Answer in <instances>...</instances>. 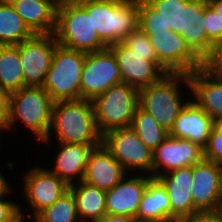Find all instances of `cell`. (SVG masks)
Listing matches in <instances>:
<instances>
[{
	"label": "cell",
	"instance_id": "8",
	"mask_svg": "<svg viewBox=\"0 0 222 222\" xmlns=\"http://www.w3.org/2000/svg\"><path fill=\"white\" fill-rule=\"evenodd\" d=\"M95 119L101 135L108 131L130 127L139 105V90L121 82L111 86L93 101Z\"/></svg>",
	"mask_w": 222,
	"mask_h": 222
},
{
	"label": "cell",
	"instance_id": "29",
	"mask_svg": "<svg viewBox=\"0 0 222 222\" xmlns=\"http://www.w3.org/2000/svg\"><path fill=\"white\" fill-rule=\"evenodd\" d=\"M34 220L38 222H80L72 192L68 190L53 205L43 209Z\"/></svg>",
	"mask_w": 222,
	"mask_h": 222
},
{
	"label": "cell",
	"instance_id": "22",
	"mask_svg": "<svg viewBox=\"0 0 222 222\" xmlns=\"http://www.w3.org/2000/svg\"><path fill=\"white\" fill-rule=\"evenodd\" d=\"M34 34H54L55 0H8Z\"/></svg>",
	"mask_w": 222,
	"mask_h": 222
},
{
	"label": "cell",
	"instance_id": "27",
	"mask_svg": "<svg viewBox=\"0 0 222 222\" xmlns=\"http://www.w3.org/2000/svg\"><path fill=\"white\" fill-rule=\"evenodd\" d=\"M23 87L19 44L0 46V88L11 94Z\"/></svg>",
	"mask_w": 222,
	"mask_h": 222
},
{
	"label": "cell",
	"instance_id": "31",
	"mask_svg": "<svg viewBox=\"0 0 222 222\" xmlns=\"http://www.w3.org/2000/svg\"><path fill=\"white\" fill-rule=\"evenodd\" d=\"M122 43L131 51L139 55H156L149 37L139 28L130 33Z\"/></svg>",
	"mask_w": 222,
	"mask_h": 222
},
{
	"label": "cell",
	"instance_id": "14",
	"mask_svg": "<svg viewBox=\"0 0 222 222\" xmlns=\"http://www.w3.org/2000/svg\"><path fill=\"white\" fill-rule=\"evenodd\" d=\"M58 45L54 34H34L19 44L25 86H42Z\"/></svg>",
	"mask_w": 222,
	"mask_h": 222
},
{
	"label": "cell",
	"instance_id": "36",
	"mask_svg": "<svg viewBox=\"0 0 222 222\" xmlns=\"http://www.w3.org/2000/svg\"><path fill=\"white\" fill-rule=\"evenodd\" d=\"M10 94L0 88V130H6L9 118Z\"/></svg>",
	"mask_w": 222,
	"mask_h": 222
},
{
	"label": "cell",
	"instance_id": "16",
	"mask_svg": "<svg viewBox=\"0 0 222 222\" xmlns=\"http://www.w3.org/2000/svg\"><path fill=\"white\" fill-rule=\"evenodd\" d=\"M203 159L204 148L200 145L189 140L177 139L168 135L153 151L152 178H157L161 174L174 169L193 166ZM161 169L164 172L161 173Z\"/></svg>",
	"mask_w": 222,
	"mask_h": 222
},
{
	"label": "cell",
	"instance_id": "30",
	"mask_svg": "<svg viewBox=\"0 0 222 222\" xmlns=\"http://www.w3.org/2000/svg\"><path fill=\"white\" fill-rule=\"evenodd\" d=\"M138 28L142 32H161L169 29L162 14L154 10L145 0H138Z\"/></svg>",
	"mask_w": 222,
	"mask_h": 222
},
{
	"label": "cell",
	"instance_id": "43",
	"mask_svg": "<svg viewBox=\"0 0 222 222\" xmlns=\"http://www.w3.org/2000/svg\"><path fill=\"white\" fill-rule=\"evenodd\" d=\"M158 222H182V220H180V219H168V220H165V221H158Z\"/></svg>",
	"mask_w": 222,
	"mask_h": 222
},
{
	"label": "cell",
	"instance_id": "26",
	"mask_svg": "<svg viewBox=\"0 0 222 222\" xmlns=\"http://www.w3.org/2000/svg\"><path fill=\"white\" fill-rule=\"evenodd\" d=\"M34 33L8 0H0V46L17 45Z\"/></svg>",
	"mask_w": 222,
	"mask_h": 222
},
{
	"label": "cell",
	"instance_id": "12",
	"mask_svg": "<svg viewBox=\"0 0 222 222\" xmlns=\"http://www.w3.org/2000/svg\"><path fill=\"white\" fill-rule=\"evenodd\" d=\"M116 56L121 81L140 90L159 81L169 73L158 61L156 55H139L122 42L110 45Z\"/></svg>",
	"mask_w": 222,
	"mask_h": 222
},
{
	"label": "cell",
	"instance_id": "7",
	"mask_svg": "<svg viewBox=\"0 0 222 222\" xmlns=\"http://www.w3.org/2000/svg\"><path fill=\"white\" fill-rule=\"evenodd\" d=\"M92 23L109 47L138 28V0H92Z\"/></svg>",
	"mask_w": 222,
	"mask_h": 222
},
{
	"label": "cell",
	"instance_id": "6",
	"mask_svg": "<svg viewBox=\"0 0 222 222\" xmlns=\"http://www.w3.org/2000/svg\"><path fill=\"white\" fill-rule=\"evenodd\" d=\"M86 53L57 45L42 87L52 101L81 99L80 81Z\"/></svg>",
	"mask_w": 222,
	"mask_h": 222
},
{
	"label": "cell",
	"instance_id": "18",
	"mask_svg": "<svg viewBox=\"0 0 222 222\" xmlns=\"http://www.w3.org/2000/svg\"><path fill=\"white\" fill-rule=\"evenodd\" d=\"M146 176L124 177L117 185L107 190L106 213L136 218L143 194L152 179L149 174Z\"/></svg>",
	"mask_w": 222,
	"mask_h": 222
},
{
	"label": "cell",
	"instance_id": "44",
	"mask_svg": "<svg viewBox=\"0 0 222 222\" xmlns=\"http://www.w3.org/2000/svg\"><path fill=\"white\" fill-rule=\"evenodd\" d=\"M57 3L65 2V1H74V0H55Z\"/></svg>",
	"mask_w": 222,
	"mask_h": 222
},
{
	"label": "cell",
	"instance_id": "32",
	"mask_svg": "<svg viewBox=\"0 0 222 222\" xmlns=\"http://www.w3.org/2000/svg\"><path fill=\"white\" fill-rule=\"evenodd\" d=\"M204 19L207 39L215 46L222 40L221 20L208 4L204 7Z\"/></svg>",
	"mask_w": 222,
	"mask_h": 222
},
{
	"label": "cell",
	"instance_id": "11",
	"mask_svg": "<svg viewBox=\"0 0 222 222\" xmlns=\"http://www.w3.org/2000/svg\"><path fill=\"white\" fill-rule=\"evenodd\" d=\"M121 82L116 56L109 47L86 53L80 81L81 99L93 101L111 86Z\"/></svg>",
	"mask_w": 222,
	"mask_h": 222
},
{
	"label": "cell",
	"instance_id": "42",
	"mask_svg": "<svg viewBox=\"0 0 222 222\" xmlns=\"http://www.w3.org/2000/svg\"><path fill=\"white\" fill-rule=\"evenodd\" d=\"M27 217L24 213H20L14 220L10 222H23V220Z\"/></svg>",
	"mask_w": 222,
	"mask_h": 222
},
{
	"label": "cell",
	"instance_id": "37",
	"mask_svg": "<svg viewBox=\"0 0 222 222\" xmlns=\"http://www.w3.org/2000/svg\"><path fill=\"white\" fill-rule=\"evenodd\" d=\"M182 222H221V214H200L191 218L182 220Z\"/></svg>",
	"mask_w": 222,
	"mask_h": 222
},
{
	"label": "cell",
	"instance_id": "20",
	"mask_svg": "<svg viewBox=\"0 0 222 222\" xmlns=\"http://www.w3.org/2000/svg\"><path fill=\"white\" fill-rule=\"evenodd\" d=\"M126 174L122 165L101 144L90 151L82 181L107 191L126 177Z\"/></svg>",
	"mask_w": 222,
	"mask_h": 222
},
{
	"label": "cell",
	"instance_id": "5",
	"mask_svg": "<svg viewBox=\"0 0 222 222\" xmlns=\"http://www.w3.org/2000/svg\"><path fill=\"white\" fill-rule=\"evenodd\" d=\"M182 82L191 90L188 74L185 73H167L156 83L139 90V106L168 132L173 127L178 114L190 101L188 99L185 103L181 99L179 91Z\"/></svg>",
	"mask_w": 222,
	"mask_h": 222
},
{
	"label": "cell",
	"instance_id": "13",
	"mask_svg": "<svg viewBox=\"0 0 222 222\" xmlns=\"http://www.w3.org/2000/svg\"><path fill=\"white\" fill-rule=\"evenodd\" d=\"M192 200L200 214L222 209V164L203 159L193 165Z\"/></svg>",
	"mask_w": 222,
	"mask_h": 222
},
{
	"label": "cell",
	"instance_id": "39",
	"mask_svg": "<svg viewBox=\"0 0 222 222\" xmlns=\"http://www.w3.org/2000/svg\"><path fill=\"white\" fill-rule=\"evenodd\" d=\"M207 4L219 15L222 29V0H206Z\"/></svg>",
	"mask_w": 222,
	"mask_h": 222
},
{
	"label": "cell",
	"instance_id": "15",
	"mask_svg": "<svg viewBox=\"0 0 222 222\" xmlns=\"http://www.w3.org/2000/svg\"><path fill=\"white\" fill-rule=\"evenodd\" d=\"M24 177V194L34 213L27 217L33 219L45 208L53 205L69 190V185L56 174L40 167L26 172Z\"/></svg>",
	"mask_w": 222,
	"mask_h": 222
},
{
	"label": "cell",
	"instance_id": "23",
	"mask_svg": "<svg viewBox=\"0 0 222 222\" xmlns=\"http://www.w3.org/2000/svg\"><path fill=\"white\" fill-rule=\"evenodd\" d=\"M60 151L56 156L55 165L49 171L56 174L68 185L82 181L90 151L101 144L59 143Z\"/></svg>",
	"mask_w": 222,
	"mask_h": 222
},
{
	"label": "cell",
	"instance_id": "1",
	"mask_svg": "<svg viewBox=\"0 0 222 222\" xmlns=\"http://www.w3.org/2000/svg\"><path fill=\"white\" fill-rule=\"evenodd\" d=\"M162 14L169 30L181 34L190 49L205 63L214 45L207 39L204 19L206 0H145Z\"/></svg>",
	"mask_w": 222,
	"mask_h": 222
},
{
	"label": "cell",
	"instance_id": "4",
	"mask_svg": "<svg viewBox=\"0 0 222 222\" xmlns=\"http://www.w3.org/2000/svg\"><path fill=\"white\" fill-rule=\"evenodd\" d=\"M54 102L42 86H25L10 94L9 118L6 130L21 121L35 138L49 142Z\"/></svg>",
	"mask_w": 222,
	"mask_h": 222
},
{
	"label": "cell",
	"instance_id": "40",
	"mask_svg": "<svg viewBox=\"0 0 222 222\" xmlns=\"http://www.w3.org/2000/svg\"><path fill=\"white\" fill-rule=\"evenodd\" d=\"M12 188H10V185L7 183L6 179L2 176V173L0 172V197L7 196L9 192H11ZM8 193V194H7Z\"/></svg>",
	"mask_w": 222,
	"mask_h": 222
},
{
	"label": "cell",
	"instance_id": "2",
	"mask_svg": "<svg viewBox=\"0 0 222 222\" xmlns=\"http://www.w3.org/2000/svg\"><path fill=\"white\" fill-rule=\"evenodd\" d=\"M54 36L59 45L85 53L108 48L92 23V0L58 3Z\"/></svg>",
	"mask_w": 222,
	"mask_h": 222
},
{
	"label": "cell",
	"instance_id": "41",
	"mask_svg": "<svg viewBox=\"0 0 222 222\" xmlns=\"http://www.w3.org/2000/svg\"><path fill=\"white\" fill-rule=\"evenodd\" d=\"M213 128L220 134H222V118H216L213 120Z\"/></svg>",
	"mask_w": 222,
	"mask_h": 222
},
{
	"label": "cell",
	"instance_id": "38",
	"mask_svg": "<svg viewBox=\"0 0 222 222\" xmlns=\"http://www.w3.org/2000/svg\"><path fill=\"white\" fill-rule=\"evenodd\" d=\"M95 222H136V219L129 216H121L106 213L102 218Z\"/></svg>",
	"mask_w": 222,
	"mask_h": 222
},
{
	"label": "cell",
	"instance_id": "28",
	"mask_svg": "<svg viewBox=\"0 0 222 222\" xmlns=\"http://www.w3.org/2000/svg\"><path fill=\"white\" fill-rule=\"evenodd\" d=\"M145 145L154 151L169 135L158 122L139 105L130 126Z\"/></svg>",
	"mask_w": 222,
	"mask_h": 222
},
{
	"label": "cell",
	"instance_id": "25",
	"mask_svg": "<svg viewBox=\"0 0 222 222\" xmlns=\"http://www.w3.org/2000/svg\"><path fill=\"white\" fill-rule=\"evenodd\" d=\"M138 222H158L170 219V200L167 190L157 178H152L141 199Z\"/></svg>",
	"mask_w": 222,
	"mask_h": 222
},
{
	"label": "cell",
	"instance_id": "3",
	"mask_svg": "<svg viewBox=\"0 0 222 222\" xmlns=\"http://www.w3.org/2000/svg\"><path fill=\"white\" fill-rule=\"evenodd\" d=\"M50 131L55 132L58 143L102 144L91 100L55 102Z\"/></svg>",
	"mask_w": 222,
	"mask_h": 222
},
{
	"label": "cell",
	"instance_id": "24",
	"mask_svg": "<svg viewBox=\"0 0 222 222\" xmlns=\"http://www.w3.org/2000/svg\"><path fill=\"white\" fill-rule=\"evenodd\" d=\"M69 190L75 198L80 222H95L106 214L105 190L84 181L69 185Z\"/></svg>",
	"mask_w": 222,
	"mask_h": 222
},
{
	"label": "cell",
	"instance_id": "33",
	"mask_svg": "<svg viewBox=\"0 0 222 222\" xmlns=\"http://www.w3.org/2000/svg\"><path fill=\"white\" fill-rule=\"evenodd\" d=\"M204 159L222 164V134L214 128L204 147Z\"/></svg>",
	"mask_w": 222,
	"mask_h": 222
},
{
	"label": "cell",
	"instance_id": "10",
	"mask_svg": "<svg viewBox=\"0 0 222 222\" xmlns=\"http://www.w3.org/2000/svg\"><path fill=\"white\" fill-rule=\"evenodd\" d=\"M143 33L149 37L157 61L169 73L190 74L204 66V62L190 49L181 34L169 29Z\"/></svg>",
	"mask_w": 222,
	"mask_h": 222
},
{
	"label": "cell",
	"instance_id": "21",
	"mask_svg": "<svg viewBox=\"0 0 222 222\" xmlns=\"http://www.w3.org/2000/svg\"><path fill=\"white\" fill-rule=\"evenodd\" d=\"M213 129V119L190 100L178 114L169 136L189 140L204 148Z\"/></svg>",
	"mask_w": 222,
	"mask_h": 222
},
{
	"label": "cell",
	"instance_id": "19",
	"mask_svg": "<svg viewBox=\"0 0 222 222\" xmlns=\"http://www.w3.org/2000/svg\"><path fill=\"white\" fill-rule=\"evenodd\" d=\"M188 79L194 102L213 120L222 118V75L204 65L188 74Z\"/></svg>",
	"mask_w": 222,
	"mask_h": 222
},
{
	"label": "cell",
	"instance_id": "17",
	"mask_svg": "<svg viewBox=\"0 0 222 222\" xmlns=\"http://www.w3.org/2000/svg\"><path fill=\"white\" fill-rule=\"evenodd\" d=\"M157 179L168 193L170 219L184 220L200 215L192 200L193 166L171 170L161 174Z\"/></svg>",
	"mask_w": 222,
	"mask_h": 222
},
{
	"label": "cell",
	"instance_id": "35",
	"mask_svg": "<svg viewBox=\"0 0 222 222\" xmlns=\"http://www.w3.org/2000/svg\"><path fill=\"white\" fill-rule=\"evenodd\" d=\"M204 65L213 73L222 75V40L214 46L212 55Z\"/></svg>",
	"mask_w": 222,
	"mask_h": 222
},
{
	"label": "cell",
	"instance_id": "34",
	"mask_svg": "<svg viewBox=\"0 0 222 222\" xmlns=\"http://www.w3.org/2000/svg\"><path fill=\"white\" fill-rule=\"evenodd\" d=\"M2 198L4 197H0V222H10L22 212V209L20 205Z\"/></svg>",
	"mask_w": 222,
	"mask_h": 222
},
{
	"label": "cell",
	"instance_id": "9",
	"mask_svg": "<svg viewBox=\"0 0 222 222\" xmlns=\"http://www.w3.org/2000/svg\"><path fill=\"white\" fill-rule=\"evenodd\" d=\"M102 144L122 165L127 173L135 170L150 173L152 177L153 151L131 127L118 128L102 135Z\"/></svg>",
	"mask_w": 222,
	"mask_h": 222
}]
</instances>
